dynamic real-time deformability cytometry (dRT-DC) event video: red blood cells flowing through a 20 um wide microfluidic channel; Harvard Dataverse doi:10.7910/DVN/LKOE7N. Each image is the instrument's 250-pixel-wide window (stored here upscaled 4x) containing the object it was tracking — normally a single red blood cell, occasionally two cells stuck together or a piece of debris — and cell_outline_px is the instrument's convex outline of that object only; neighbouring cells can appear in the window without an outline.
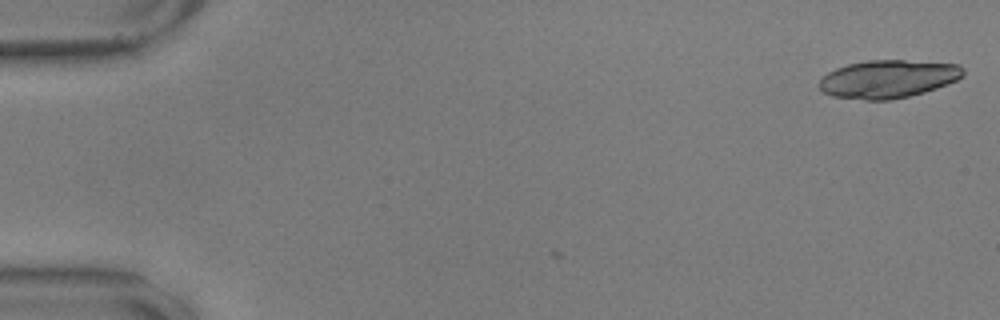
{"species": "common noctule bat (a hibernating species)", "species_latin": "Nyctalus noctula", "temperature_condition": "warm", "stored_images_in_passage": 5, "camera_frame_rate_fps": 3000, "um_per_image_px": 0.085, "animal": {"sex": "male", "body_mass_g": 17.9, "forearm_length_mm": 54.2}, "frame": {"image": 1, "passage_image": 2, "time_ms": 0.333, "image_size_px": [1000, 320], "cell_outline_px": [[964, 76], [956, 80], [936, 88], [924, 92], [892, 100], [864, 100], [832, 96], [824, 92], [820, 88], [820, 80], [828, 72], [836, 68], [848, 64], [868, 60], [904, 60], [960, 64], [964, 68]], "centroid_in_image_um": [75.51, 6.71], "position_along_channel_um": 9.5, "area_um2": 31.85}}